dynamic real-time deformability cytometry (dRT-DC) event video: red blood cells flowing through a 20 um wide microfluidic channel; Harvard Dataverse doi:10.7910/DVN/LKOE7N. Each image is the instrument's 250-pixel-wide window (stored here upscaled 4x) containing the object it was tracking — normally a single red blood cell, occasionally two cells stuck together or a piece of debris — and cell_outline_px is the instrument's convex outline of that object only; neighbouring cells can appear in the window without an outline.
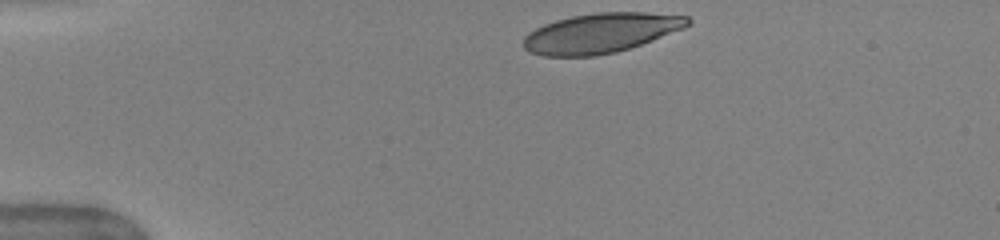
{"species": "human", "species_latin": "Homo sapiens", "temperature_condition": "warm", "stored_images_in_passage": 41, "camera_frame_rate_fps": 3000, "um_per_image_px": 0.085, "donor": {"sex": "female"}, "frame": {"image": 1, "passage_image": 1, "time_ms": 0.0, "image_size_px": [1000, 240], "cell_outline_px": [[692, 24], [684, 28], [652, 40], [616, 52], [596, 56], [544, 56], [528, 52], [524, 48], [524, 36], [528, 32], [544, 24], [556, 20], [572, 16], [596, 12], [644, 12], [688, 16], [692, 20]], "centroid_in_image_um": [51.07, 2.8], "position_along_channel_um": 33.9, "area_um2": 38.09}}
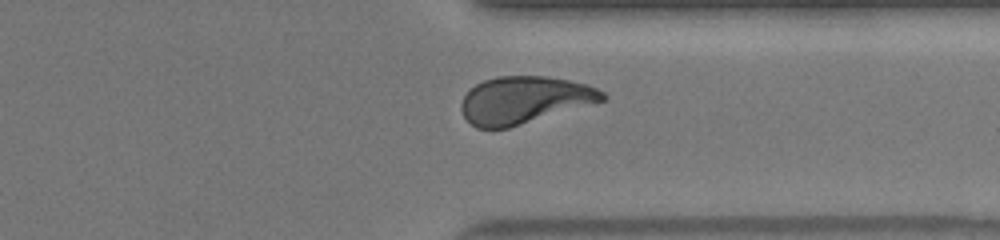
{"frame": {"image": 2, "passage_image": 30, "time_ms": 9.667, "image_size_px": [1000, 240], "cell_outline_px": [[608, 96], [604, 100], [508, 128], [476, 128], [464, 116], [460, 108], [460, 104], [464, 96], [476, 84], [484, 80], [500, 76], [548, 76], [588, 84], [604, 92]], "centroid_in_image_um": [44.56, 8.49], "position_along_channel_um": 366.8, "area_um2": 38.49}}
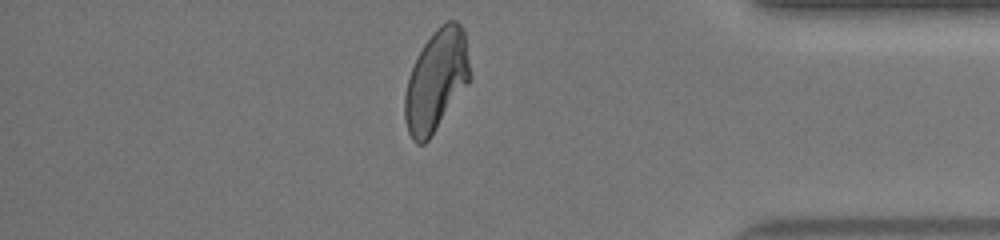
{"frame": {"image": 3, "passage_image": 34, "time_ms": 11.0, "image_size_px": [1000, 240], "cell_outline_px": [[472, 76], [468, 84], [428, 140], [424, 144], [416, 144], [412, 140], [408, 132], [404, 120], [404, 96], [408, 76], [416, 56], [432, 32], [440, 24], [448, 20], [456, 20], [464, 28]], "centroid_in_image_um": [37.08, 6.82], "position_along_channel_um": 398.1, "area_um2": 38.96}, "authors_computed_cell_mechanics": {"area_um2": 39.3618, "velocity_mm_per_s": 4.0533, "shape_relaxation_time_tau1_ms": 5.3474, "shape_relaxation_time_tau2_ms": 1.151, "deformation_change_tau1": 0.2172, "deformation_change_tau2": 0.0769}}